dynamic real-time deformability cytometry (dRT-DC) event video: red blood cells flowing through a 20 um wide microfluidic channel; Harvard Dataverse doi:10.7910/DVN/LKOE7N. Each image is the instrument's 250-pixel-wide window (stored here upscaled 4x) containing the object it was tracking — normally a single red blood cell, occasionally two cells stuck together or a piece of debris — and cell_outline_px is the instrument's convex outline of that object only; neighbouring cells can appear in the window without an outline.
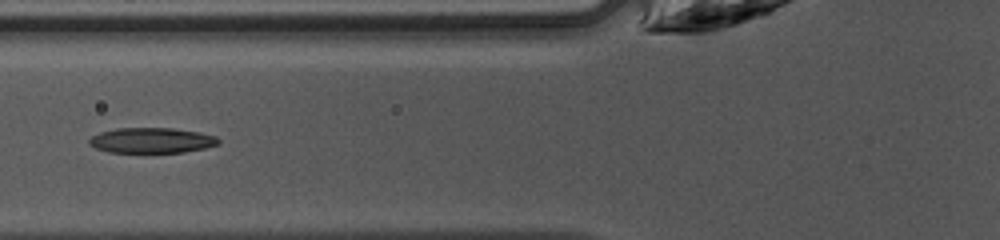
{"species": "common noctule bat (a hibernating species)", "species_latin": "Nyctalus noctula", "temperature_condition": "warm", "stored_images_in_passage": 36, "camera_frame_rate_fps": 3000, "um_per_image_px": 0.085, "animal": {"sex": "female", "body_mass_g": 10.0, "forearm_length_mm": 53.1}, "frame": {"image": 1, "passage_image": 7, "time_ms": 2.0, "image_size_px": [1000, 240], "cell_outline_px": [[220, 144], [204, 148], [184, 152], [108, 152], [96, 148], [88, 144], [88, 140], [92, 136], [100, 132], [116, 128], [172, 128], [200, 132], [216, 136], [220, 140]], "centroid_in_image_um": [12.9, 11.93], "position_along_channel_um": 112.9, "area_um2": 19.13}}
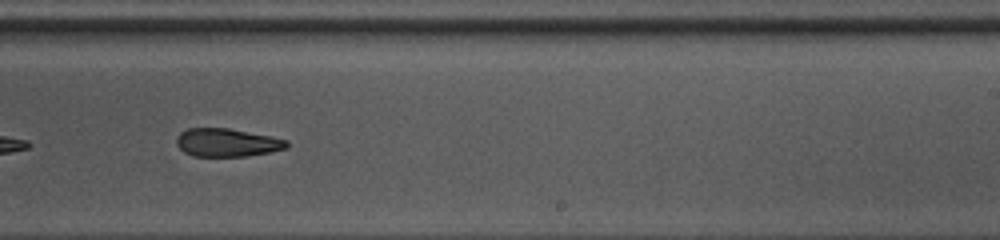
{"frame": {"image": 2, "passage_image": 18, "time_ms": 5.667, "image_size_px": [1000, 240], "cell_outline_px": [[288, 148], [248, 156], [192, 156], [184, 152], [176, 144], [176, 136], [180, 132], [188, 128], [228, 128], [272, 136], [288, 140]], "centroid_in_image_um": [19.29, 12.11], "position_along_channel_um": 269.7, "area_um2": 18.21}}
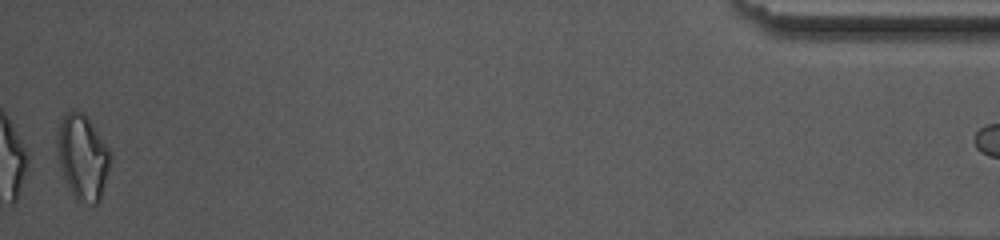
{"frame": {"image": 3, "passage_image": 35, "time_ms": 11.333, "image_size_px": [1000, 240], "cell_outline_px": [[112, 160], [100, 200], [96, 204], [92, 204], [76, 200], [72, 196], [60, 168], [56, 148], [56, 136], [60, 120], [72, 108], [84, 112], [88, 116], [112, 152]], "centroid_in_image_um": [7.03, 13.32], "position_along_channel_um": 428.2, "area_um2": 27.11}}